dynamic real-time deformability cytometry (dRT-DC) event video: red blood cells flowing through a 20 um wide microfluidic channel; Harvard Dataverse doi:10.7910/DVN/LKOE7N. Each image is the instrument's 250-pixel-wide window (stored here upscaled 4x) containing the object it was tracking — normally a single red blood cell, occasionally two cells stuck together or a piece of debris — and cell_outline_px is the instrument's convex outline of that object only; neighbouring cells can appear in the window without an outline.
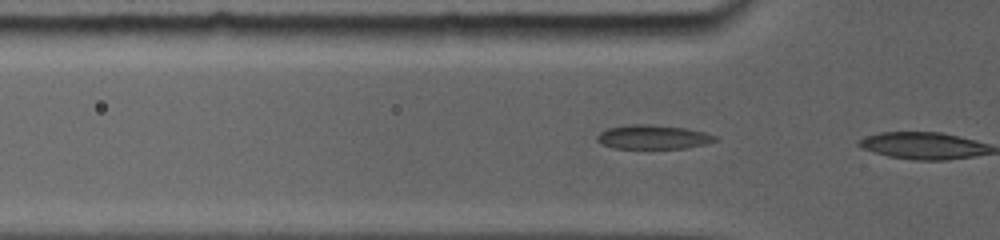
{"species": "common noctule bat (a hibernating species)", "species_latin": "Nyctalus noctula", "temperature_condition": "room temperature", "stored_images_in_passage": 5, "camera_frame_rate_fps": 5000, "um_per_image_px": 0.085, "animal": {"sex": "female", "body_mass_g": 19.0, "forearm_length_mm": 56.7}, "frame": {"image": 1, "passage_image": 4, "time_ms": 0.8, "image_size_px": [1000, 240], "cell_outline_px": [[716, 140], [684, 148], [616, 148], [604, 144], [596, 140], [596, 136], [600, 132], [608, 128], [636, 124], [680, 128], [704, 132], [716, 136]], "centroid_in_image_um": [55.44, 11.66], "position_along_channel_um": 70.4, "area_um2": 15.78}}